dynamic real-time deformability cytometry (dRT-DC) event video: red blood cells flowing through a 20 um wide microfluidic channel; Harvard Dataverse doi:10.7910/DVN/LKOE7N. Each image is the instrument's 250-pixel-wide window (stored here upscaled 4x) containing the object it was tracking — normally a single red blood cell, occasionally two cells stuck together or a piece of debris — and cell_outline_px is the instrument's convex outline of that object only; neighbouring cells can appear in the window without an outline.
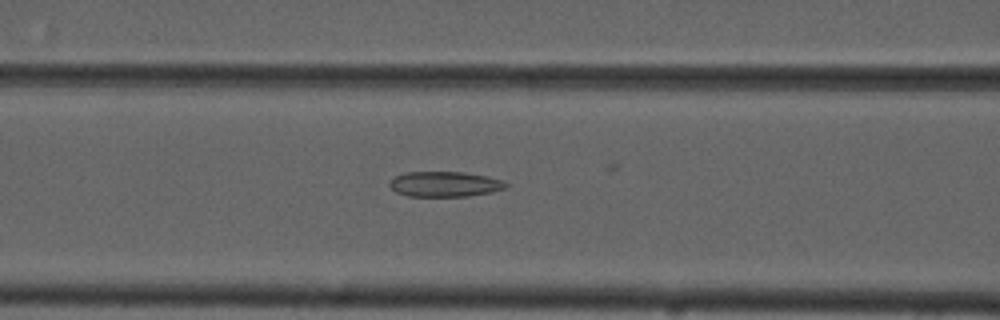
{"species": "common noctule bat (a hibernating species)", "species_latin": "Nyctalus noctula", "temperature_condition": "cold", "stored_images_in_passage": 31, "camera_frame_rate_fps": 3000, "um_per_image_px": 0.085, "animal": {"sex": "male", "forearm_length_mm": 52.5}, "frame": {"image": 1, "passage_image": 8, "time_ms": 2.333, "image_size_px": [1000, 320], "cell_outline_px": [[508, 188], [492, 192], [468, 196], [408, 196], [396, 192], [388, 184], [396, 176], [408, 172], [460, 172], [488, 176], [504, 180], [508, 184]], "centroid_in_image_um": [37.87, 15.65], "position_along_channel_um": 128.7, "area_um2": 17.11}}
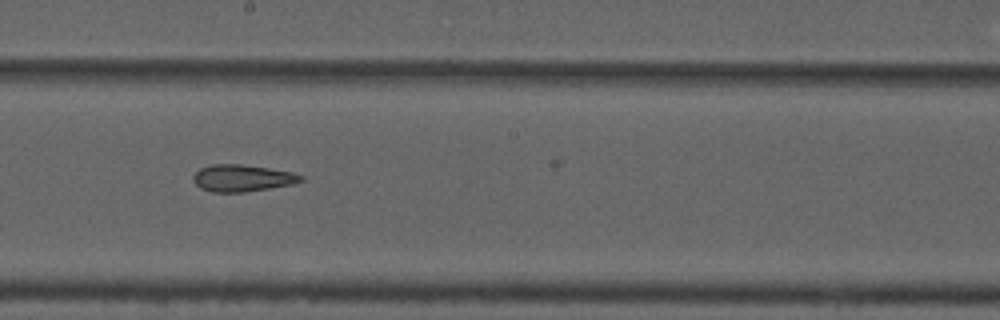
{"frame": {"image": 2, "passage_image": 16, "time_ms": 5.0, "image_size_px": [1000, 320], "cell_outline_px": [[304, 180], [292, 184], [244, 192], [212, 192], [200, 188], [192, 180], [192, 176], [200, 168], [212, 164], [240, 164], [268, 168], [292, 172], [304, 176]], "centroid_in_image_um": [20.57, 15.13], "position_along_channel_um": 227.6, "area_um2": 16.82}}
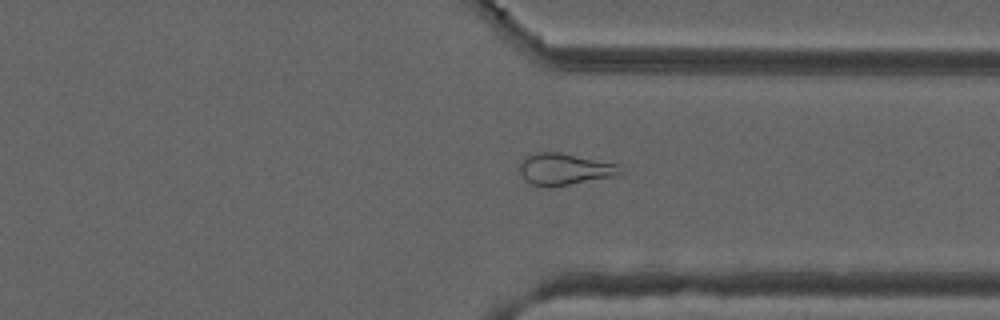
{"frame": {"image": 3, "passage_image": 27, "time_ms": 8.667, "image_size_px": [1000, 320], "cell_outline_px": [[620, 176], [548, 188], [544, 188], [532, 184], [524, 180], [520, 172], [520, 160], [524, 156], [536, 152], [560, 152], [620, 164]], "centroid_in_image_um": [47.98, 14.39], "position_along_channel_um": 363.4, "area_um2": 19.07}}